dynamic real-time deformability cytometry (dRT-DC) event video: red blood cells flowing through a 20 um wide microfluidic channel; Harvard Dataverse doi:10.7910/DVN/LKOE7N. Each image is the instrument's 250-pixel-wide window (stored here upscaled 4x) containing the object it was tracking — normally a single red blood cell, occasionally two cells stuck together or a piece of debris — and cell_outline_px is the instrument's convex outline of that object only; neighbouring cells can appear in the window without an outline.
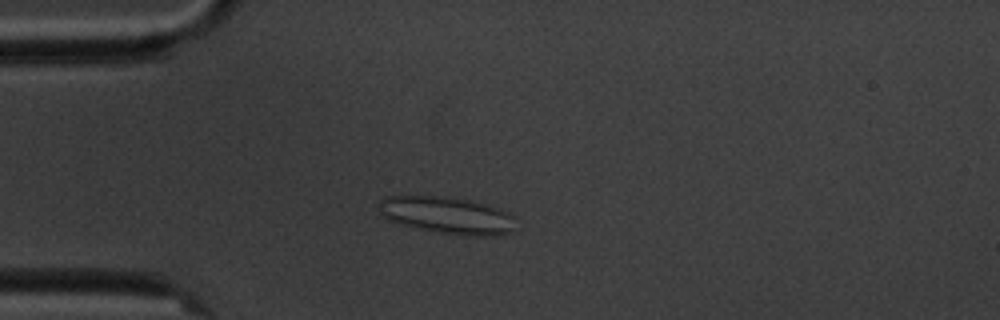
{"species": "common noctule bat (a hibernating species)", "species_latin": "Nyctalus noctula", "temperature_condition": "cold", "stored_images_in_passage": 9, "camera_frame_rate_fps": 3000, "um_per_image_px": 0.085, "animal": {"sex": "male", "body_mass_g": 20.1, "forearm_length_mm": 53.5}, "frame": {"image": 1, "passage_image": 4, "time_ms": 3.333, "image_size_px": [1000, 320], "cell_outline_px": [[512, 232], [496, 236], [476, 236], [444, 232], [420, 228], [400, 224], [388, 220], [380, 216], [376, 208], [380, 200], [384, 196], [448, 196], [472, 200], [488, 204], [500, 208], [508, 212], [512, 216]], "centroid_in_image_um": [37.95, 18.27], "position_along_channel_um": 47.0, "area_um2": 29.65}}
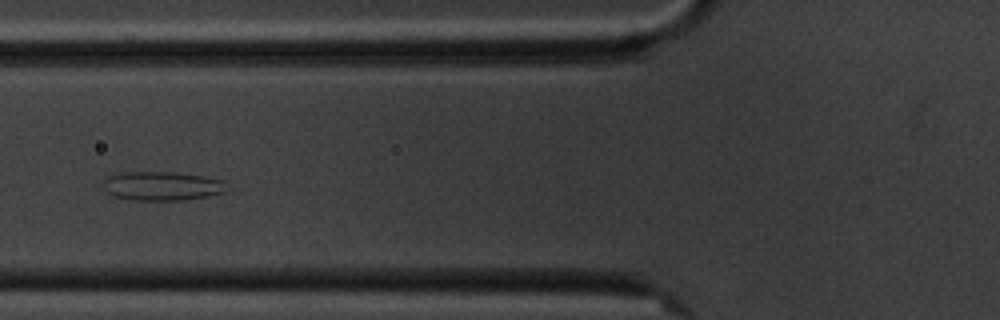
{"frame": {"image": 2, "passage_image": 6, "time_ms": 5.667, "image_size_px": [1000, 320], "cell_outline_px": [[224, 192], [208, 196], [184, 200], [132, 200], [112, 196], [104, 188], [104, 180], [108, 176], [124, 172], [172, 172], [204, 176], [224, 180]], "centroid_in_image_um": [13.75, 15.81], "position_along_channel_um": 112.0, "area_um2": 20.75}}
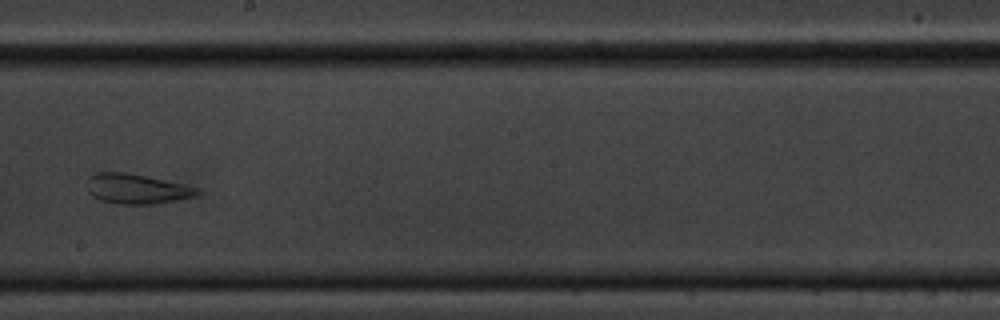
{"frame": {"image": 3, "passage_image": 9, "time_ms": 9.333, "image_size_px": [1000, 320], "cell_outline_px": [[200, 192], [196, 196], [156, 204], [120, 204], [100, 200], [92, 196], [88, 192], [88, 176], [96, 172], [124, 172], [184, 184], [200, 188]], "centroid_in_image_um": [11.61, 16.06], "position_along_channel_um": 236.6, "area_um2": 19.19}}